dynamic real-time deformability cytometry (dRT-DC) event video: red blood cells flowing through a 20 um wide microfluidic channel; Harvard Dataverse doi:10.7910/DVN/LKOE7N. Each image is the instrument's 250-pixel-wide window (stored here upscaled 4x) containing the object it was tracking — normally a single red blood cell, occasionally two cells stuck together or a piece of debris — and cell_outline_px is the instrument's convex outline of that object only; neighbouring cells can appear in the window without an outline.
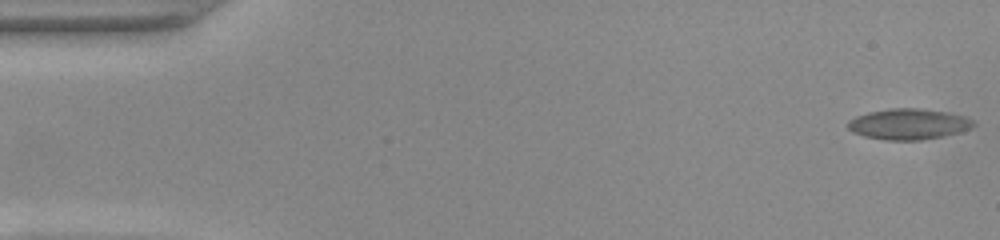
{"species": "common noctule bat (a hibernating species)", "species_latin": "Nyctalus noctula", "temperature_condition": "warm", "stored_images_in_passage": 52, "camera_frame_rate_fps": 3000, "um_per_image_px": 0.085, "animal": {"sex": "female", "body_mass_g": 22.0, "forearm_length_mm": 56.7}, "frame": {"image": 1, "passage_image": 1, "time_ms": 0.0, "image_size_px": [1000, 240], "cell_outline_px": [[976, 124], [972, 128], [960, 132], [944, 136], [920, 140], [884, 140], [864, 136], [852, 132], [848, 128], [848, 120], [856, 116], [868, 112], [888, 108], [920, 108], [948, 112], [964, 116], [972, 120]], "centroid_in_image_um": [77.23, 10.54], "position_along_channel_um": 7.8, "area_um2": 22.72}}
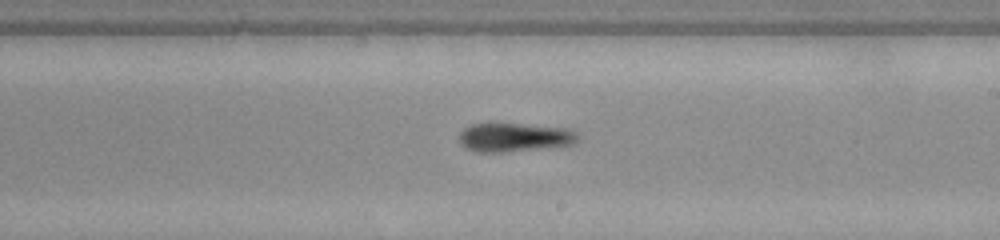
{"frame": {"image": 2, "passage_image": 30, "time_ms": 9.667, "image_size_px": [1000, 240], "cell_outline_px": [[580, 136], [576, 144], [540, 148], [500, 152], [476, 152], [464, 148], [460, 144], [460, 132], [464, 128], [472, 124], [488, 120], [496, 120], [572, 128]], "centroid_in_image_um": [43.72, 11.6], "position_along_channel_um": 245.3, "area_um2": 21.15}}
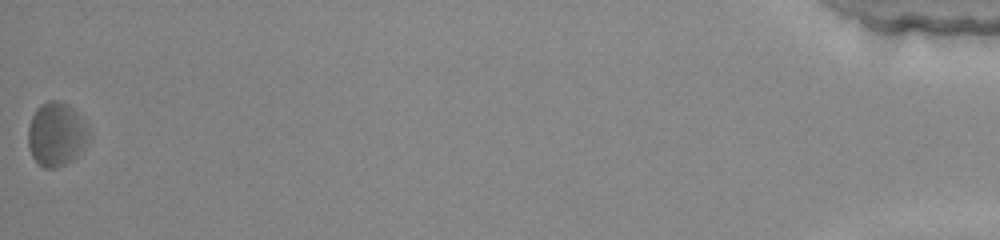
{"frame": {"image": 3, "passage_image": 52, "time_ms": 17.0, "image_size_px": [1000, 240], "cell_outline_px": [[92, 140], [72, 160], [56, 168], [44, 168], [32, 156], [28, 148], [28, 128], [32, 116], [36, 108], [40, 104], [48, 100], [60, 100], [68, 104], [88, 124], [92, 136]], "centroid_in_image_um": [4.83, 11.39], "position_along_channel_um": 430.4, "area_um2": 23.12}, "authors_computed_cell_mechanics": {"area_um2": 20.5479, "velocity_mm_per_s": 3.9036, "shape_relaxation_time_tau1_ms": 4.1518, "shape_relaxation_time_tau2_ms": null, "deformation_change_tau1": 0.1321, "deformation_change_tau2": null}}